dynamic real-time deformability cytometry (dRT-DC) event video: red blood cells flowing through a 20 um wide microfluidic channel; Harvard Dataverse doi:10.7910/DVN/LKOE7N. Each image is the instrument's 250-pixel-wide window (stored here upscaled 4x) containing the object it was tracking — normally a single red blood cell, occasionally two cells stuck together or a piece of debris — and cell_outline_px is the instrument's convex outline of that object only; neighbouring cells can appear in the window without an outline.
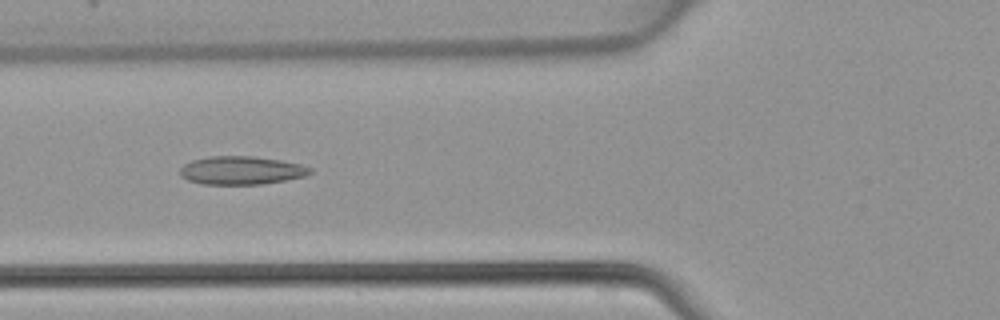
{"species": "common noctule bat (a hibernating species)", "species_latin": "Nyctalus noctula", "temperature_condition": "warm", "stored_images_in_passage": 45, "camera_frame_rate_fps": 3000, "um_per_image_px": 0.085, "animal": {"sex": "female", "body_mass_g": 22.7, "forearm_length_mm": 54.2}, "frame": {"image": 1, "passage_image": 17, "time_ms": 5.333, "image_size_px": [1000, 320], "cell_outline_px": [[312, 172], [304, 176], [284, 180], [260, 184], [200, 184], [188, 180], [180, 176], [180, 168], [184, 164], [192, 160], [208, 156], [252, 156], [280, 160], [300, 164], [312, 168]], "centroid_in_image_um": [20.48, 14.48], "position_along_channel_um": 105.3, "area_um2": 21.39}}
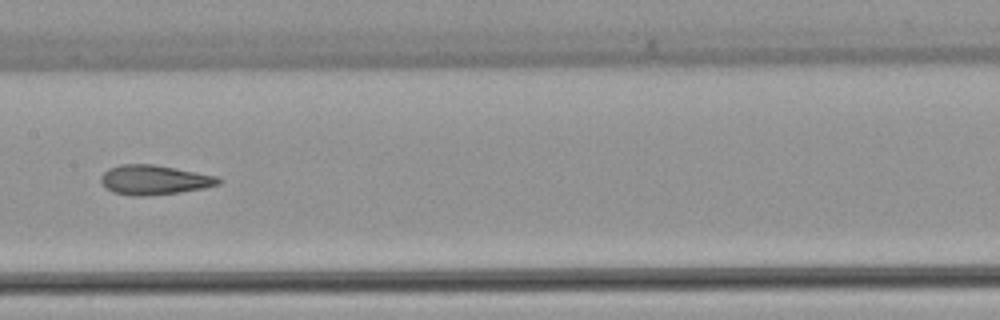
{"frame": {"image": 2, "passage_image": 23, "time_ms": 7.333, "image_size_px": [1000, 320], "cell_outline_px": [[224, 180], [220, 184], [204, 188], [180, 192], [144, 196], [132, 196], [112, 192], [104, 188], [100, 180], [100, 176], [108, 168], [120, 164], [156, 164], [220, 176]], "centroid_in_image_um": [13.13, 15.28], "position_along_channel_um": 194.3, "area_um2": 20.75}}
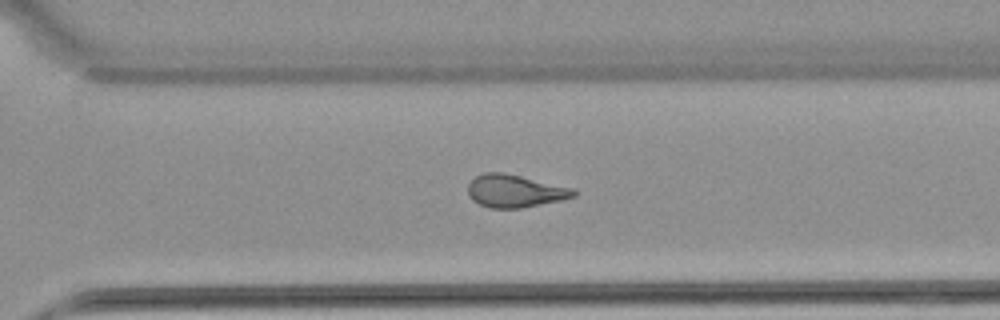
{"frame": {"image": 3, "passage_image": 32, "time_ms": 10.333, "image_size_px": [1000, 320], "cell_outline_px": [[580, 192], [576, 196], [560, 200], [520, 208], [492, 208], [480, 204], [472, 200], [468, 196], [468, 184], [476, 176], [484, 172], [504, 172], [572, 188]], "centroid_in_image_um": [43.76, 16.23], "position_along_channel_um": 326.8, "area_um2": 20.06}}